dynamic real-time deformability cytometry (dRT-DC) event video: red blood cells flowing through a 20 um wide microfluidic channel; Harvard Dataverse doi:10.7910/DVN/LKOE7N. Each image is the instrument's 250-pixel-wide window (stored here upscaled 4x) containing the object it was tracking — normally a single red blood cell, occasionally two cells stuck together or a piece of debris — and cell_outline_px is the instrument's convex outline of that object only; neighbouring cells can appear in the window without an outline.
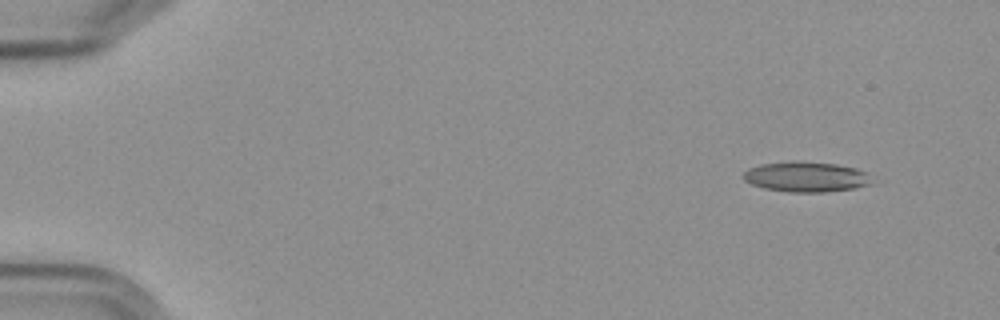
{"species": "Egyptian fruit bat (a non-hibernating species)", "species_latin": "Rousettus aegyptiacus", "temperature_condition": "cold", "stored_images_in_passage": 5, "camera_frame_rate_fps": 3000, "um_per_image_px": 0.085, "frame": {"image": 1, "passage_image": 1, "time_ms": 0.0, "image_size_px": [1000, 320], "cell_outline_px": [[876, 184], [856, 188], [824, 192], [788, 192], [764, 188], [752, 184], [744, 180], [744, 172], [748, 168], [760, 164], [792, 160], [796, 160], [836, 164], [856, 168], [864, 172]], "centroid_in_image_um": [68.53, 15.02], "position_along_channel_um": 16.5, "area_um2": 22.89}}
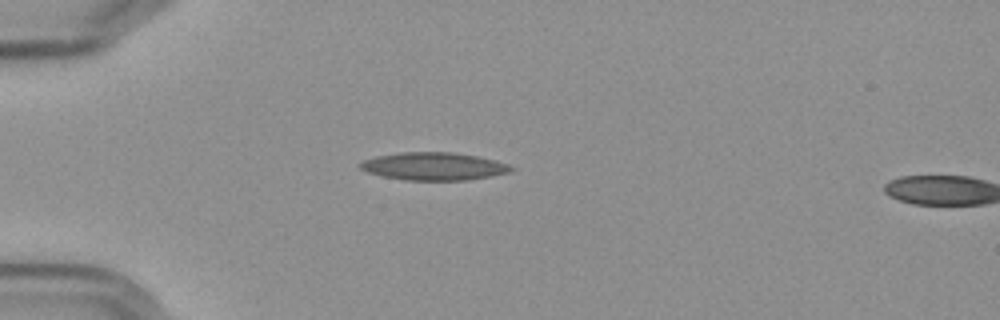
{"frame": {"image": 2, "passage_image": 4, "time_ms": 3.667, "image_size_px": [1000, 320], "cell_outline_px": [[516, 168], [512, 172], [492, 176], [468, 180], [404, 180], [384, 176], [368, 172], [360, 168], [356, 164], [364, 160], [376, 156], [404, 152], [452, 152], [476, 156], [496, 160], [508, 164]], "centroid_in_image_um": [36.91, 14.14], "position_along_channel_um": 48.1, "area_um2": 24.51}}